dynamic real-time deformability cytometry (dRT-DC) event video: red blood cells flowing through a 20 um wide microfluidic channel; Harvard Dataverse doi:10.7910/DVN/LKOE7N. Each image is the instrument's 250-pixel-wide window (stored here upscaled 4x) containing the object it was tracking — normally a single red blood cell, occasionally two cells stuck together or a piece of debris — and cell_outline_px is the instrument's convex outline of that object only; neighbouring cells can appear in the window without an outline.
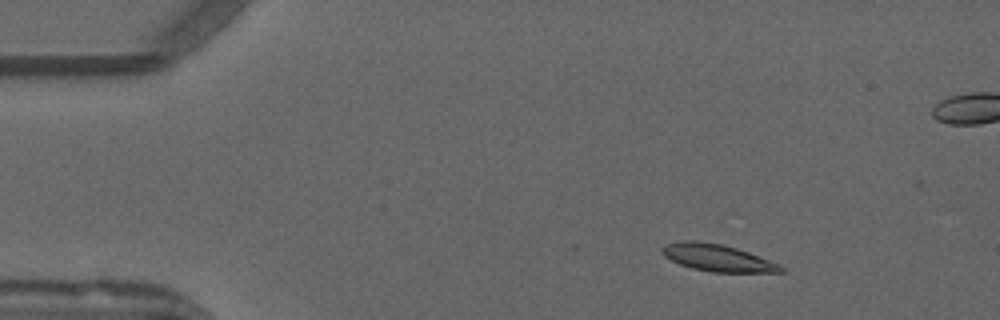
{"species": "common noctule bat (a hibernating species)", "species_latin": "Nyctalus noctula", "temperature_condition": "warm", "stored_images_in_passage": 32, "camera_frame_rate_fps": 3000, "um_per_image_px": 0.085, "animal": {"sex": "male", "forearm_length_mm": 52.5}, "frame": {"image": 1, "passage_image": 7, "time_ms": 2.0, "image_size_px": [1000, 320], "cell_outline_px": [[784, 272], [712, 272], [692, 268], [680, 264], [664, 256], [660, 252], [660, 248], [664, 244], [680, 240], [696, 240], [720, 244], [736, 248], [748, 252], [780, 264], [784, 268]], "centroid_in_image_um": [60.93, 21.9], "position_along_channel_um": 24.1, "area_um2": 18.73}}
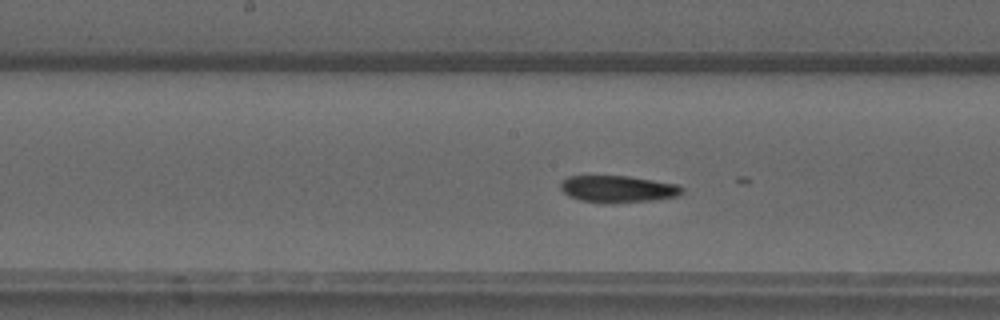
{"frame": {"image": 2, "passage_image": 26, "time_ms": 8.333, "image_size_px": [1000, 320], "cell_outline_px": [[684, 192], [680, 196], [656, 200], [580, 200], [568, 196], [560, 188], [560, 180], [568, 176], [628, 176], [676, 184], [684, 188]], "centroid_in_image_um": [52.54, 16.02], "position_along_channel_um": 195.7, "area_um2": 18.26}}
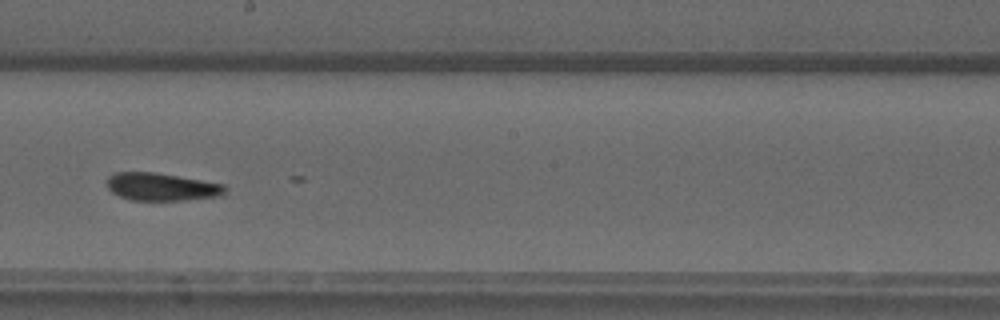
{"frame": {"image": 3, "passage_image": 29, "time_ms": 9.333, "image_size_px": [1000, 320], "cell_outline_px": [[228, 192], [224, 196], [184, 200], [132, 200], [120, 196], [112, 192], [108, 188], [108, 176], [116, 172], [156, 172], [224, 184], [228, 188]], "centroid_in_image_um": [13.81, 15.88], "position_along_channel_um": 234.4, "area_um2": 19.25}}